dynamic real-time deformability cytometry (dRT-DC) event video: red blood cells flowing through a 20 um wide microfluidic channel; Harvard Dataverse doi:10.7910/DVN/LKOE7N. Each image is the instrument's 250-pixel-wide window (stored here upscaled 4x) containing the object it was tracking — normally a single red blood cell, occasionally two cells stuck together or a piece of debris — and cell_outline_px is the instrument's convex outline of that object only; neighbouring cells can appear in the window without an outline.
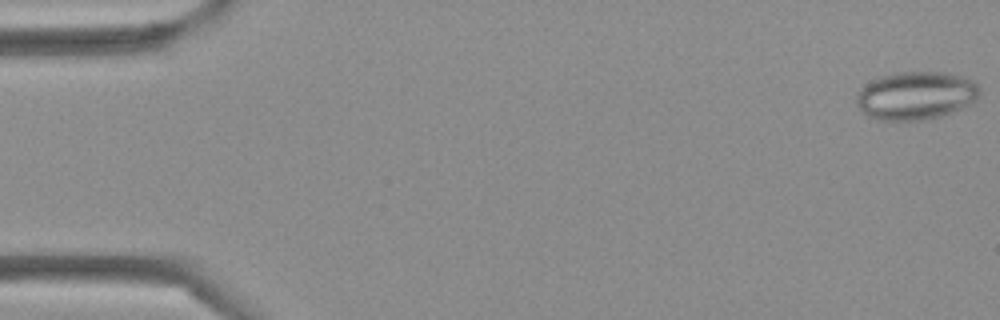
{"species": "Egyptian fruit bat (a non-hibernating species)", "species_latin": "Rousettus aegyptiacus", "temperature_condition": "cold", "stored_images_in_passage": 45, "camera_frame_rate_fps": 3000, "um_per_image_px": 0.085, "frame": {"image": 1, "passage_image": 1, "time_ms": 0.0, "image_size_px": [1000, 320], "cell_outline_px": [[980, 92], [976, 100], [972, 104], [952, 112], [940, 116], [920, 120], [880, 120], [868, 116], [856, 104], [856, 96], [860, 88], [872, 80], [880, 76], [896, 72], [944, 72], [964, 76], [972, 80], [980, 88]], "centroid_in_image_um": [77.86, 8.11], "position_along_channel_um": 7.1, "area_um2": 34.68}}
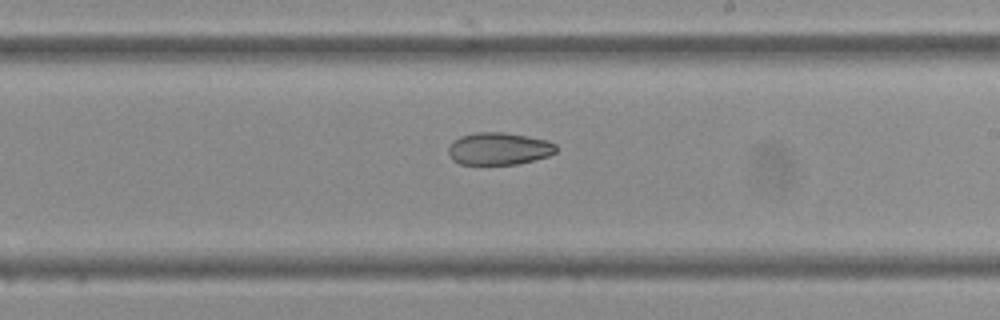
{"frame": {"image": 2, "passage_image": 26, "time_ms": 8.333, "image_size_px": [1000, 320], "cell_outline_px": [[556, 152], [548, 156], [520, 164], [460, 164], [452, 160], [448, 156], [448, 148], [452, 140], [460, 136], [476, 132], [504, 132], [528, 136], [548, 140], [556, 144]], "centroid_in_image_um": [42.39, 12.63], "position_along_channel_um": 246.6, "area_um2": 20.58}}
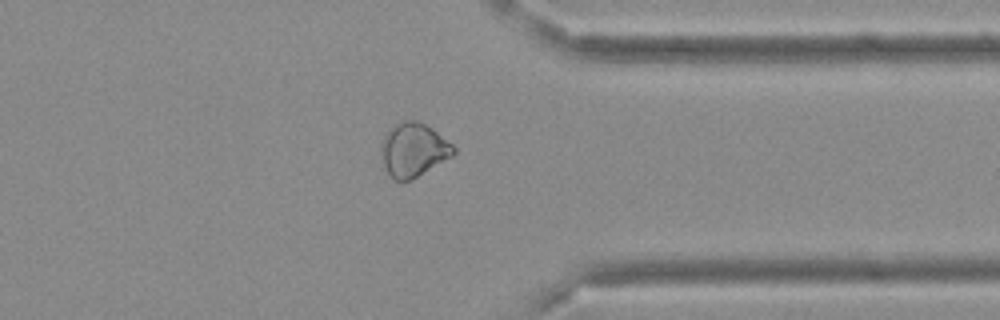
{"frame": {"image": 3, "passage_image": 35, "time_ms": 11.333, "image_size_px": [1000, 320], "cell_outline_px": [[456, 152], [452, 156], [412, 180], [396, 180], [388, 172], [384, 164], [380, 152], [380, 148], [384, 132], [388, 128], [404, 120], [420, 120], [432, 128], [452, 144], [456, 148]], "centroid_in_image_um": [35.13, 12.7], "position_along_channel_um": 376.3, "area_um2": 22.77}}